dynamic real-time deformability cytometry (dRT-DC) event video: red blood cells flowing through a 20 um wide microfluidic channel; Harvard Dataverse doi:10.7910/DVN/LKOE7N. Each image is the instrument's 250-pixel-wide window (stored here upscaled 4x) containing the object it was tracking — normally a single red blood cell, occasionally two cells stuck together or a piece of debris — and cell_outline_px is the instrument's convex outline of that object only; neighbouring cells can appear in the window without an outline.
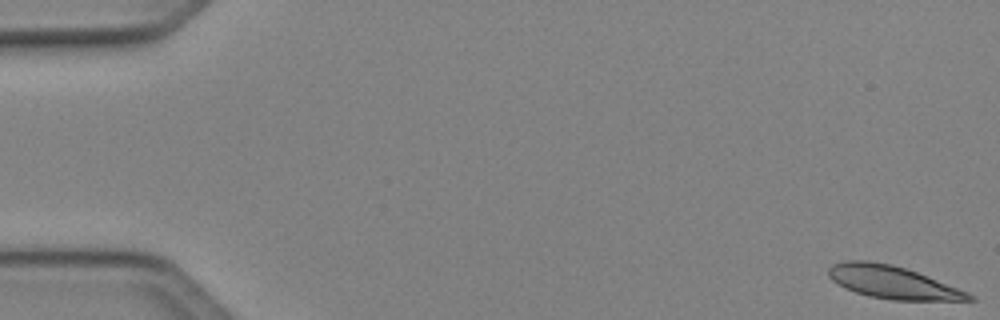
{"species": "Egyptian fruit bat (a non-hibernating species)", "species_latin": "Rousettus aegyptiacus", "temperature_condition": "cold", "stored_images_in_passage": 10, "camera_frame_rate_fps": 3000, "um_per_image_px": 0.085, "animal": {"sex": "female"}, "frame": {"image": 1, "passage_image": 1, "time_ms": 0.0, "image_size_px": [1000, 320], "cell_outline_px": [[976, 300], [892, 300], [868, 296], [844, 288], [832, 280], [828, 276], [828, 268], [832, 264], [844, 260], [868, 260], [892, 264], [916, 272], [968, 292]], "centroid_in_image_um": [75.8, 23.98], "position_along_channel_um": 9.2, "area_um2": 26.59}}